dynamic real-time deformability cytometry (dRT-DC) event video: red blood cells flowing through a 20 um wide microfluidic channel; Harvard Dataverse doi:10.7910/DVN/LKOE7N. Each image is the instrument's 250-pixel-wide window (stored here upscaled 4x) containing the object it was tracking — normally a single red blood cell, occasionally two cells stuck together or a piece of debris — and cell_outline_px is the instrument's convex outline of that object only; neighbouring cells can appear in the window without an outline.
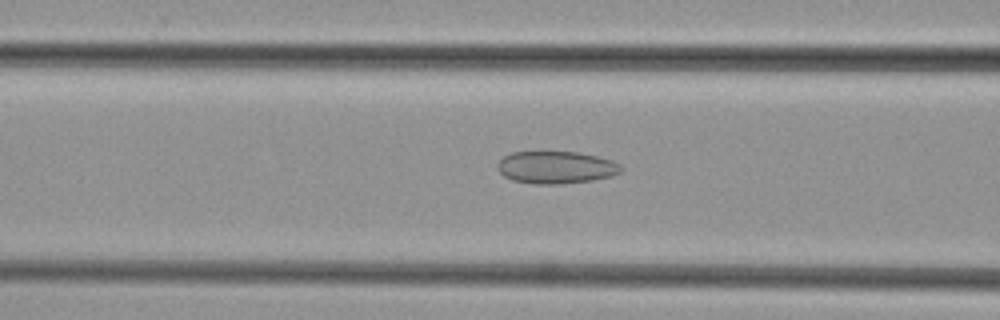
{"species": "common noctule bat (a hibernating species)", "species_latin": "Nyctalus noctula", "temperature_condition": "cold", "stored_images_in_passage": 40, "camera_frame_rate_fps": 3000, "um_per_image_px": 0.085, "animal": {"sex": "female", "body_mass_g": 29.2, "forearm_length_mm": 56.3}, "frame": {"image": 1, "passage_image": 11, "time_ms": 3.333, "image_size_px": [1000, 320], "cell_outline_px": [[624, 168], [620, 172], [612, 176], [592, 180], [560, 184], [532, 184], [512, 180], [504, 176], [496, 168], [496, 164], [504, 156], [512, 152], [576, 152], [596, 156], [612, 160], [620, 164]], "centroid_in_image_um": [47.25, 14.23], "position_along_channel_um": 119.3, "area_um2": 23.41}}
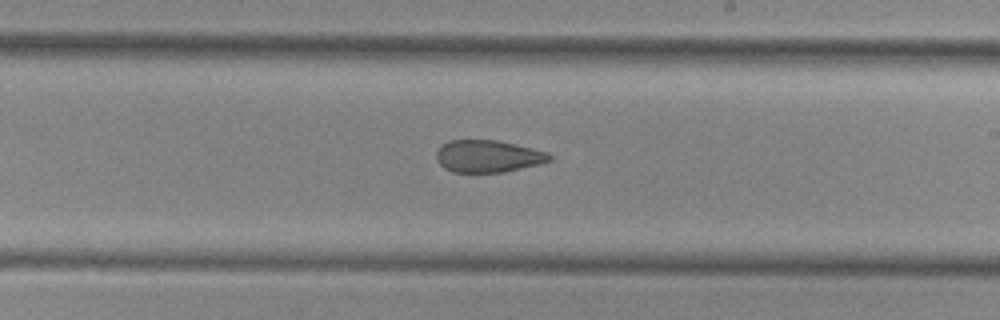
{"frame": {"image": 2, "passage_image": 20, "time_ms": 6.333, "image_size_px": [1000, 320], "cell_outline_px": [[552, 160], [540, 164], [504, 172], [452, 172], [444, 168], [436, 160], [436, 152], [440, 144], [448, 140], [496, 140], [548, 152], [552, 156]], "centroid_in_image_um": [41.45, 13.28], "position_along_channel_um": 247.6, "area_um2": 21.33}}
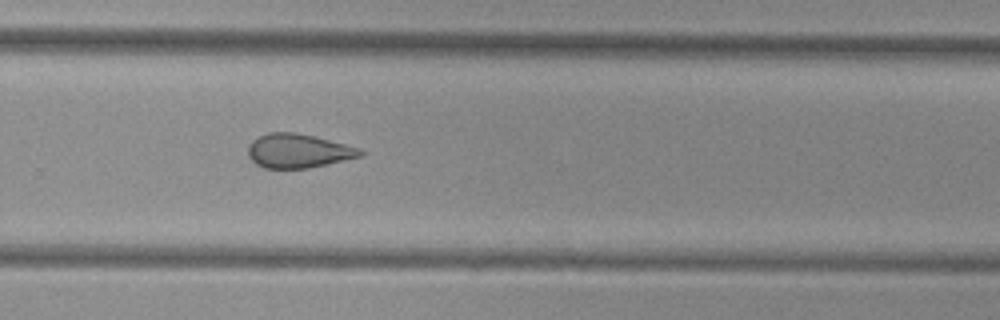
{"frame": {"image": 3, "passage_image": 24, "time_ms": 7.667, "image_size_px": [1000, 320], "cell_outline_px": [[364, 152], [360, 156], [308, 168], [264, 168], [256, 164], [248, 156], [248, 144], [256, 136], [268, 132], [296, 132], [316, 136], [360, 148]], "centroid_in_image_um": [25.3, 12.8], "position_along_channel_um": 304.5, "area_um2": 22.31}}